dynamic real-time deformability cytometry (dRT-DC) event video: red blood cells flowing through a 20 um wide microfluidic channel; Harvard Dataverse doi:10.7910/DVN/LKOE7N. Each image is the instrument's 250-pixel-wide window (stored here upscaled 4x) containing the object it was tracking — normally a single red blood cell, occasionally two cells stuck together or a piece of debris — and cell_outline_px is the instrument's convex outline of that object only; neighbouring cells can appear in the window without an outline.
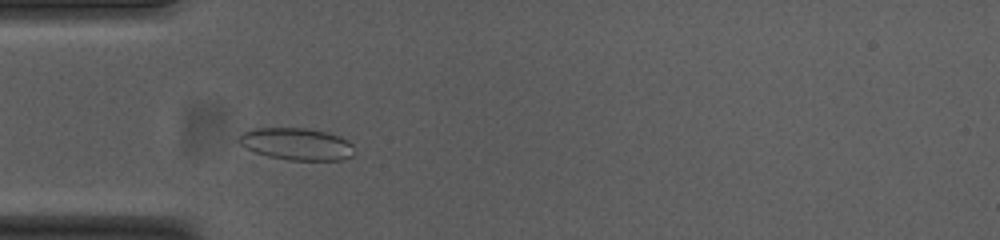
{"species": "common noctule bat (a hibernating species)", "species_latin": "Nyctalus noctula", "temperature_condition": "cold", "stored_images_in_passage": 47, "camera_frame_rate_fps": 3000, "um_per_image_px": 0.085, "animal": {"sex": "female", "body_mass_g": 23.0, "forearm_length_mm": 53.4}, "frame": {"image": 1, "passage_image": 9, "time_ms": 2.667, "image_size_px": [1000, 240], "cell_outline_px": [[352, 156], [340, 160], [288, 160], [268, 156], [244, 148], [236, 140], [244, 132], [252, 128], [308, 128], [340, 136], [348, 140], [352, 144]], "centroid_in_image_um": [25.18, 12.24], "position_along_channel_um": 59.8, "area_um2": 21.56}}
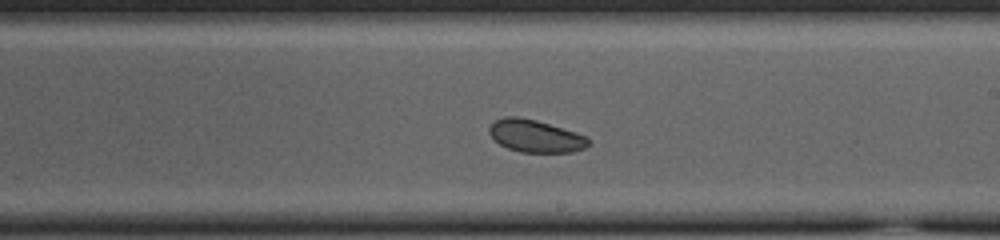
{"frame": {"image": 2, "passage_image": 24, "time_ms": 7.667, "image_size_px": [1000, 240], "cell_outline_px": [[588, 144], [584, 148], [572, 152], [520, 152], [508, 148], [500, 144], [488, 132], [488, 128], [496, 120], [504, 116], [516, 116], [536, 120], [576, 132], [588, 136]], "centroid_in_image_um": [45.51, 11.56], "position_along_channel_um": 243.5, "area_um2": 18.61}}
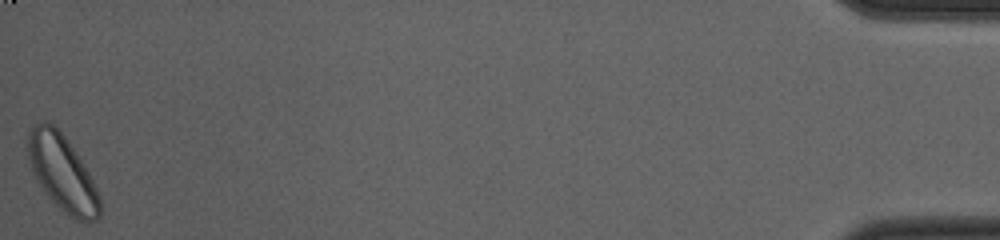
{"frame": {"image": 3, "passage_image": 47, "time_ms": 15.333, "image_size_px": [1000, 240], "cell_outline_px": [[100, 216], [96, 220], [88, 224], [76, 220], [68, 216], [48, 196], [40, 184], [32, 168], [28, 156], [28, 132], [40, 120], [48, 120], [64, 136], [88, 172], [100, 196]], "centroid_in_image_um": [5.32, 14.73], "position_along_channel_um": 429.9, "area_um2": 31.27}, "authors_computed_cell_mechanics": {"area_um2": 20.7502, "velocity_mm_per_s": 3.7202, "shape_relaxation_time_tau1_ms": 3.0234, "shape_relaxation_time_tau2_ms": 7.1927, "deformation_change_tau1": 0.0359, "deformation_change_tau2": 0.1049}}